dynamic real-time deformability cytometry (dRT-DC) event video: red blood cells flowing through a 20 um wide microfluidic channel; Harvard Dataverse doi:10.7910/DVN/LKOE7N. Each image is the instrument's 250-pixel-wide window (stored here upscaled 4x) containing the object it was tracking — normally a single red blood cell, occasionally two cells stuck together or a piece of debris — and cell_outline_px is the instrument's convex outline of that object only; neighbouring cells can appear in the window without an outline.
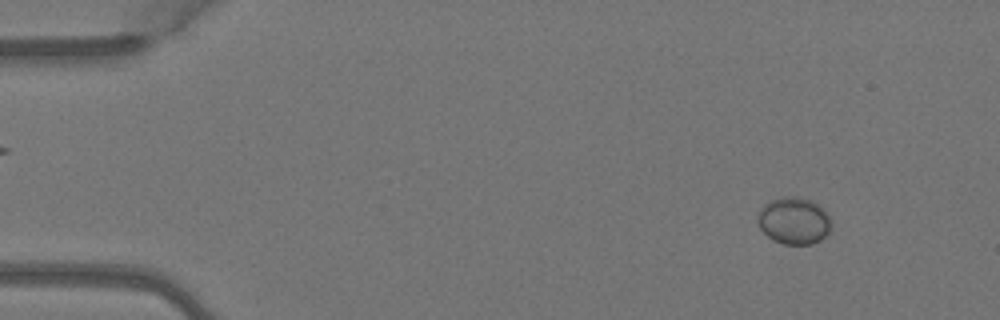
{"species": "Egyptian fruit bat (a non-hibernating species)", "species_latin": "Rousettus aegyptiacus", "temperature_condition": "warm", "stored_images_in_passage": 7, "camera_frame_rate_fps": 3000, "um_per_image_px": 0.085, "animal": {"sex": "female"}, "frame": {"image": 1, "passage_image": 1, "time_ms": 0.0, "image_size_px": [1000, 320], "cell_outline_px": [[832, 224], [828, 232], [820, 240], [812, 244], [784, 244], [772, 240], [760, 228], [756, 220], [760, 208], [764, 204], [780, 196], [800, 196], [812, 200], [828, 212]], "centroid_in_image_um": [67.48, 18.74], "position_along_channel_um": 17.5, "area_um2": 20.46}}
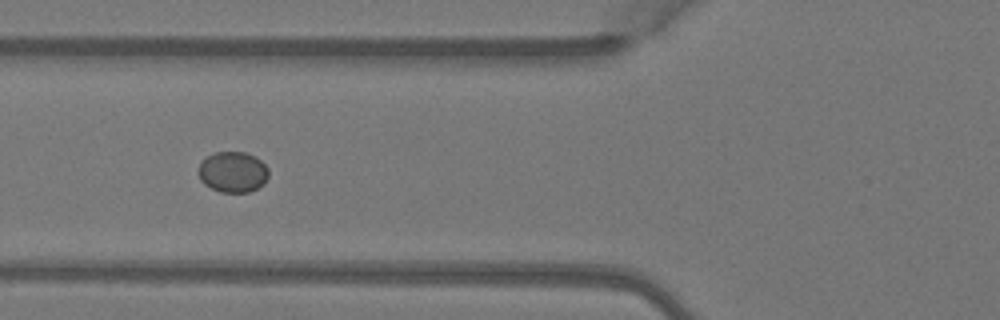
{"frame": {"image": 2, "passage_image": 5, "time_ms": 1.333, "image_size_px": [1000, 320], "cell_outline_px": [[268, 176], [264, 184], [248, 192], [220, 192], [204, 184], [200, 180], [196, 172], [204, 156], [212, 152], [244, 152], [256, 156], [268, 168]], "centroid_in_image_um": [19.75, 14.6], "position_along_channel_um": 106.0, "area_um2": 16.94}}
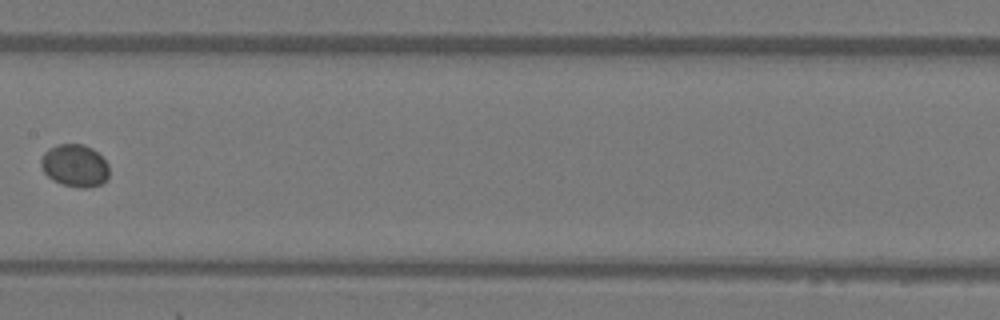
{"frame": {"image": 3, "passage_image": 7, "time_ms": 2.0, "image_size_px": [1000, 320], "cell_outline_px": [[108, 176], [100, 184], [88, 188], [76, 188], [52, 180], [44, 172], [40, 164], [40, 160], [44, 152], [48, 148], [56, 144], [84, 144], [92, 148], [108, 164]], "centroid_in_image_um": [6.33, 14.07], "position_along_channel_um": 201.1, "area_um2": 16.88}}